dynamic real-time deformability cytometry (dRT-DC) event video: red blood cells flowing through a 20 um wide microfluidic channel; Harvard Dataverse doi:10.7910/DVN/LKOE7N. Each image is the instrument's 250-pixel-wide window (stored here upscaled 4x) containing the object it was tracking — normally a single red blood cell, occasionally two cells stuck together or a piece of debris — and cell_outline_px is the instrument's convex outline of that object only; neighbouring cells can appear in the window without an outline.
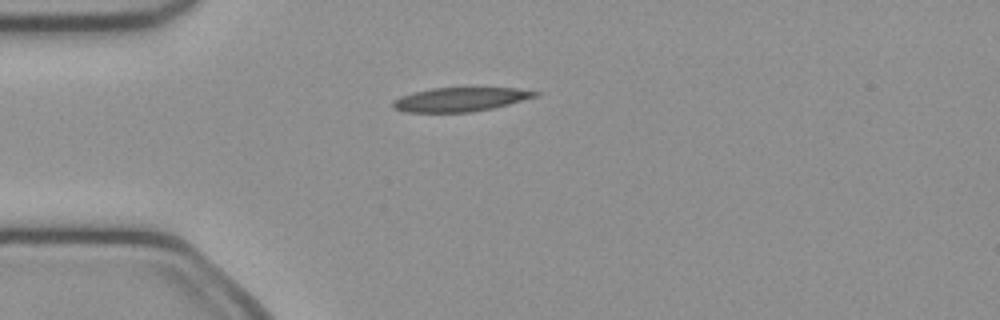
{"species": "common noctule bat (a hibernating species)", "species_latin": "Nyctalus noctula", "temperature_condition": "cold", "stored_images_in_passage": 38, "camera_frame_rate_fps": 3000, "um_per_image_px": 0.085, "animal": {"sex": "female", "body_mass_g": 21.9}, "frame": {"image": 1, "passage_image": 1, "time_ms": 0.0, "image_size_px": [1000, 320], "cell_outline_px": [[540, 96], [492, 108], [472, 112], [404, 112], [392, 108], [392, 100], [400, 96], [412, 92], [432, 88], [516, 88], [540, 92]], "centroid_in_image_um": [39.1, 8.45], "position_along_channel_um": 45.9, "area_um2": 20.0}}
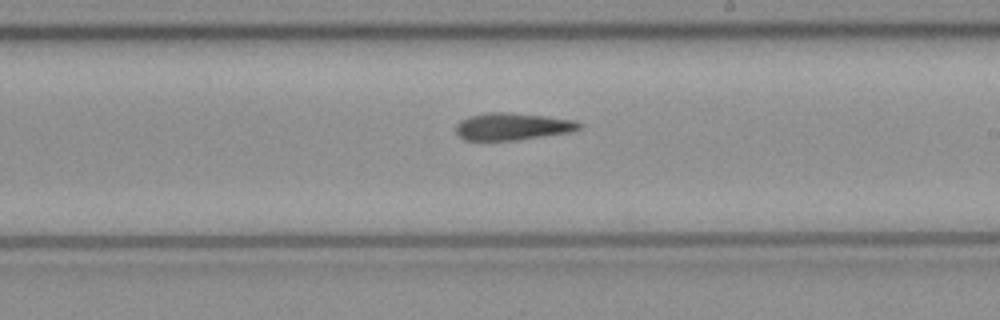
{"frame": {"image": 2, "passage_image": 17, "time_ms": 5.333, "image_size_px": [1000, 320], "cell_outline_px": [[584, 124], [580, 128], [572, 132], [516, 140], [464, 140], [456, 132], [456, 124], [460, 120], [468, 116], [488, 112], [504, 112], [544, 116], [576, 120]], "centroid_in_image_um": [43.57, 10.75], "position_along_channel_um": 245.4, "area_um2": 19.59}}
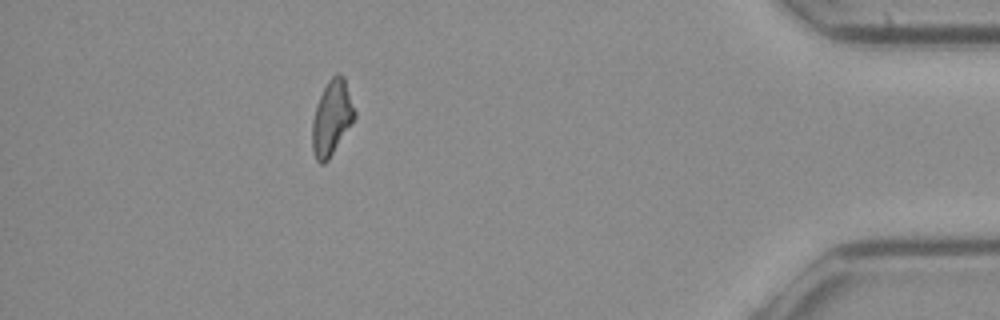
{"frame": {"image": 3, "passage_image": 33, "time_ms": 10.667, "image_size_px": [1000, 320], "cell_outline_px": [[356, 116], [328, 160], [324, 164], [320, 164], [316, 160], [312, 152], [312, 120], [316, 104], [328, 80], [336, 72], [340, 72], [344, 76], [356, 112]], "centroid_in_image_um": [28.19, 10.0], "position_along_channel_um": 407.0, "area_um2": 18.55}}